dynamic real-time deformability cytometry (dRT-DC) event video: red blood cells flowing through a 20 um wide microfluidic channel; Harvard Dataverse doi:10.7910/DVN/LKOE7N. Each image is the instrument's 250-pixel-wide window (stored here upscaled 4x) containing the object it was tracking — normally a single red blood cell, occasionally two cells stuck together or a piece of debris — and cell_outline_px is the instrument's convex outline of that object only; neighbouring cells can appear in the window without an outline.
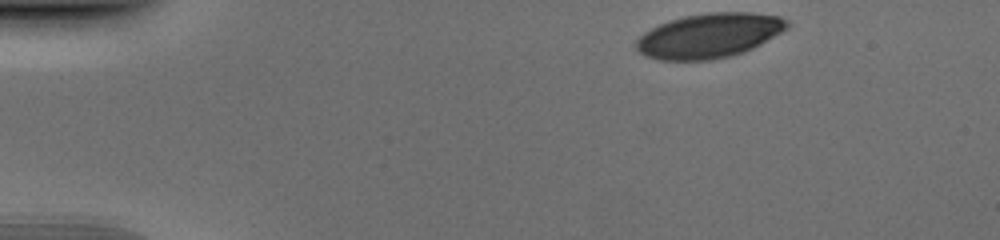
{"species": "human", "species_latin": "Homo sapiens", "temperature_condition": "cold", "stored_images_in_passage": 38, "camera_frame_rate_fps": 3000, "um_per_image_px": 0.085, "donor": {"sex": "male"}, "frame": {"image": 1, "passage_image": 1, "time_ms": 0.0, "image_size_px": [1000, 240], "cell_outline_px": [[792, 24], [788, 28], [760, 44], [744, 52], [712, 60], [660, 60], [644, 56], [636, 48], [636, 40], [644, 32], [668, 20], [684, 16], [708, 12], [752, 12], [780, 16], [788, 20]], "centroid_in_image_um": [60.3, 3.02], "position_along_channel_um": 24.7, "area_um2": 39.36}}
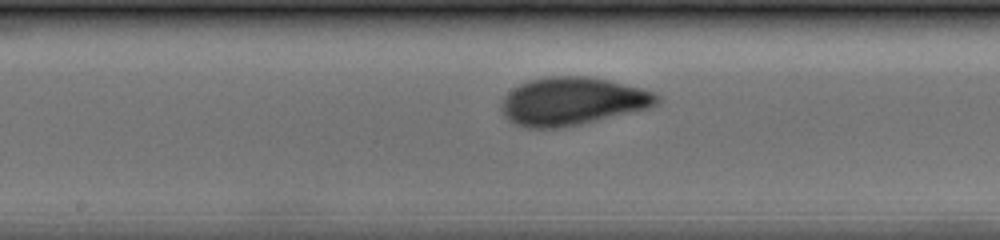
{"frame": {"image": 2, "passage_image": 21, "time_ms": 6.667, "image_size_px": [1000, 240], "cell_outline_px": [[660, 104], [648, 108], [580, 124], [560, 128], [524, 128], [512, 124], [500, 112], [500, 104], [504, 96], [512, 88], [528, 80], [548, 76], [588, 76], [608, 80], [644, 88], [656, 92], [660, 96]], "centroid_in_image_um": [48.62, 8.61], "position_along_channel_um": 199.6, "area_um2": 44.04}}
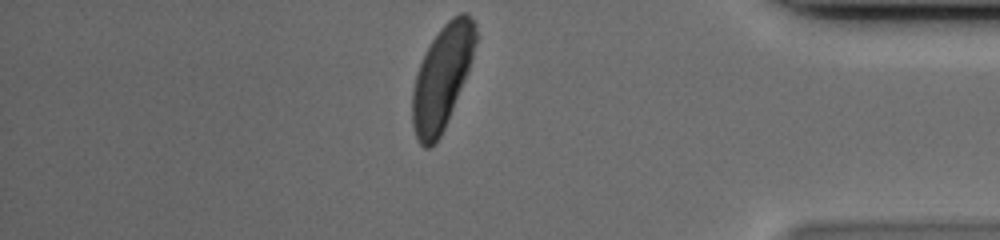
{"frame": {"image": 3, "passage_image": 38, "time_ms": 12.333, "image_size_px": [1000, 240], "cell_outline_px": [[476, 40], [472, 60], [468, 72], [444, 128], [440, 136], [428, 148], [424, 148], [420, 144], [416, 136], [412, 124], [412, 88], [420, 64], [432, 40], [440, 28], [452, 16], [460, 12], [464, 12], [476, 20]], "centroid_in_image_um": [37.58, 6.53], "position_along_channel_um": 397.6, "area_um2": 37.8}}